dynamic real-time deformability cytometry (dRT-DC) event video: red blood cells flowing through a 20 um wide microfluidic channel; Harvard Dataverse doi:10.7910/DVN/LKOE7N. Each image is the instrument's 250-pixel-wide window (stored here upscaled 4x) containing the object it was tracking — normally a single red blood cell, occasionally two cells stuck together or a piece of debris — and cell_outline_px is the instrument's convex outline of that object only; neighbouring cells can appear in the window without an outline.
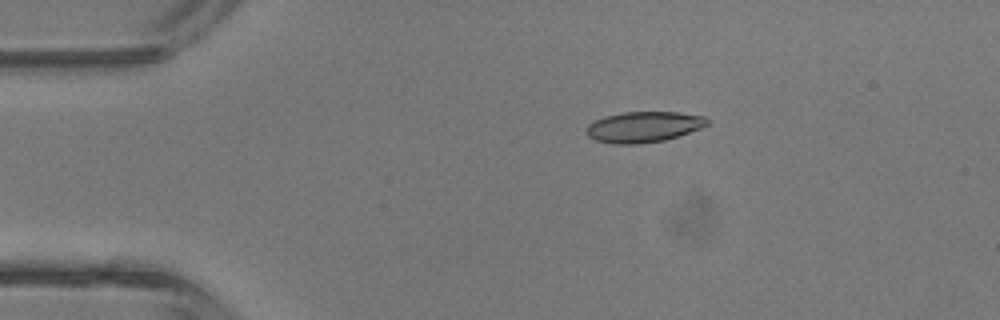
{"species": "common noctule bat (a hibernating species)", "species_latin": "Nyctalus noctula", "temperature_condition": "room temperature", "stored_images_in_passage": 4, "camera_frame_rate_fps": 3000, "um_per_image_px": 0.085, "animal": {"sex": "male", "body_mass_g": 13.3}, "frame": {"image": 1, "passage_image": 3, "time_ms": 2.333, "image_size_px": [1000, 320], "cell_outline_px": [[708, 124], [700, 128], [664, 140], [636, 144], [612, 144], [596, 140], [588, 136], [588, 124], [604, 116], [624, 112], [676, 112], [704, 116], [708, 120]], "centroid_in_image_um": [54.69, 10.78], "position_along_channel_um": 30.3, "area_um2": 21.33}}